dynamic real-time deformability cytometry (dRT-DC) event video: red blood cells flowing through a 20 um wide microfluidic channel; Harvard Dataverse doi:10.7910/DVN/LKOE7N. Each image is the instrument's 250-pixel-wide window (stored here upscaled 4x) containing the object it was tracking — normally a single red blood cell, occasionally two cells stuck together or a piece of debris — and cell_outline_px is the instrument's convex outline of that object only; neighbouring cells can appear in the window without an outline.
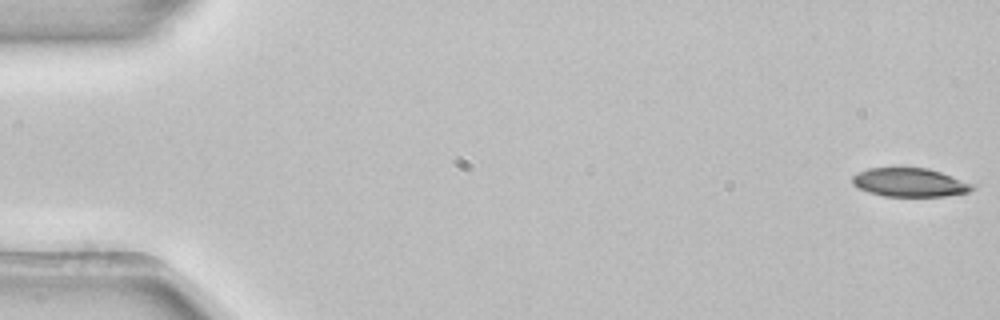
{"species": "common noctule bat (a hibernating species)", "species_latin": "Nyctalus noctula", "temperature_condition": "room temperature", "stored_images_in_passage": 5, "camera_frame_rate_fps": 3000, "um_per_image_px": 0.085, "animal": {"sex": "female", "body_mass_g": 22.7, "forearm_length_mm": 54.2}, "frame": {"image": 1, "passage_image": 1, "time_ms": 0.0, "image_size_px": [1000, 320], "cell_outline_px": [[976, 188], [968, 192], [944, 196], [884, 196], [868, 192], [852, 184], [852, 176], [856, 172], [868, 168], [928, 168], [976, 184]], "centroid_in_image_um": [77.34, 15.5], "position_along_channel_um": 7.7, "area_um2": 20.11}}
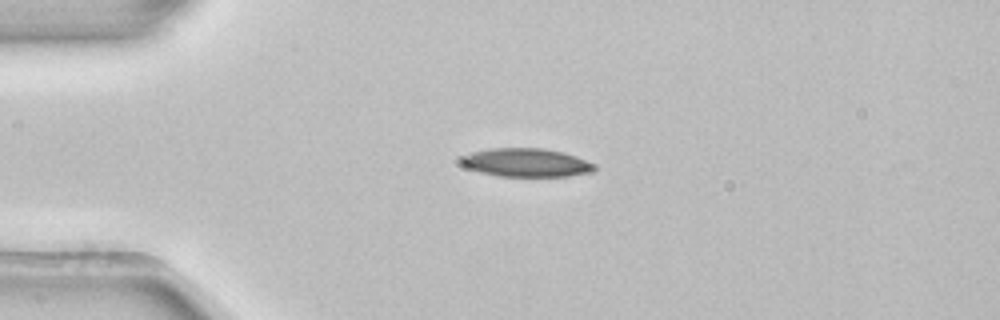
{"frame": {"image": 2, "passage_image": 4, "time_ms": 1.0, "image_size_px": [1000, 320], "cell_outline_px": [[596, 168], [592, 172], [568, 176], [500, 176], [480, 172], [468, 168], [460, 160], [460, 156], [472, 152], [492, 148], [544, 148], [564, 152], [576, 156], [596, 164]], "centroid_in_image_um": [44.76, 13.81], "position_along_channel_um": 40.2, "area_um2": 22.14}}
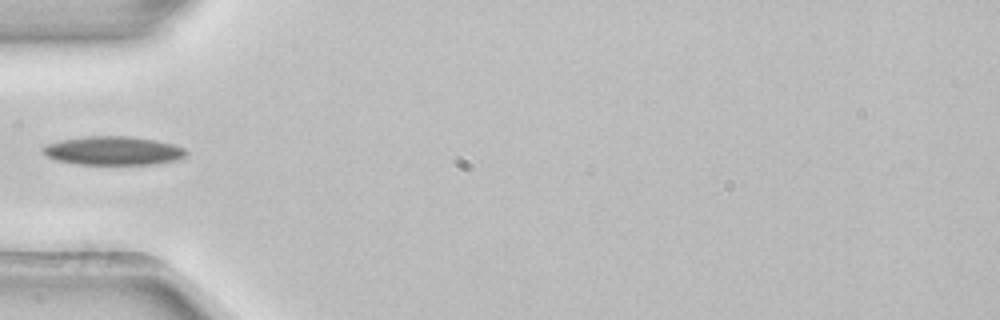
{"frame": {"image": 3, "passage_image": 5, "time_ms": 1.333, "image_size_px": [1000, 320], "cell_outline_px": [[188, 152], [184, 156], [176, 160], [156, 164], [76, 164], [56, 160], [48, 156], [40, 148], [44, 144], [60, 140], [88, 136], [128, 136], [156, 140], [172, 144], [184, 148]], "centroid_in_image_um": [9.6, 12.81], "position_along_channel_um": 75.4, "area_um2": 23.93}}